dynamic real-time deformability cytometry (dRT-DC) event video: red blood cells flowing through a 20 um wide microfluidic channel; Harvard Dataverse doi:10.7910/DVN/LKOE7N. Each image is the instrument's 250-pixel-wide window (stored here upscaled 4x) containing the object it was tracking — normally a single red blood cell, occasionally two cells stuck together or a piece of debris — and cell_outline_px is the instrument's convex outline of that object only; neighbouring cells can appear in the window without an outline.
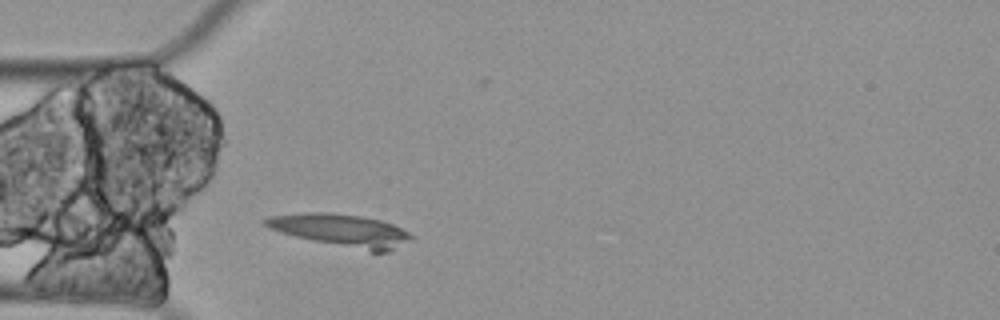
{"species": "Egyptian fruit bat (a non-hibernating species)", "species_latin": "Rousettus aegyptiacus", "temperature_condition": "cold", "stored_images_in_passage": 2, "camera_frame_rate_fps": 3000, "um_per_image_px": 0.085, "animal": {"sex": "female"}, "frame": {"image": 1, "passage_image": 2, "time_ms": 0.333, "image_size_px": [1000, 320], "cell_outline_px": [[416, 236], [412, 240], [388, 252], [372, 252], [312, 240], [280, 232], [268, 228], [260, 224], [260, 220], [268, 216], [304, 212], [332, 212], [360, 216], [380, 220], [392, 224]], "centroid_in_image_um": [28.98, 19.56], "position_along_channel_um": 56.0, "area_um2": 27.8}}